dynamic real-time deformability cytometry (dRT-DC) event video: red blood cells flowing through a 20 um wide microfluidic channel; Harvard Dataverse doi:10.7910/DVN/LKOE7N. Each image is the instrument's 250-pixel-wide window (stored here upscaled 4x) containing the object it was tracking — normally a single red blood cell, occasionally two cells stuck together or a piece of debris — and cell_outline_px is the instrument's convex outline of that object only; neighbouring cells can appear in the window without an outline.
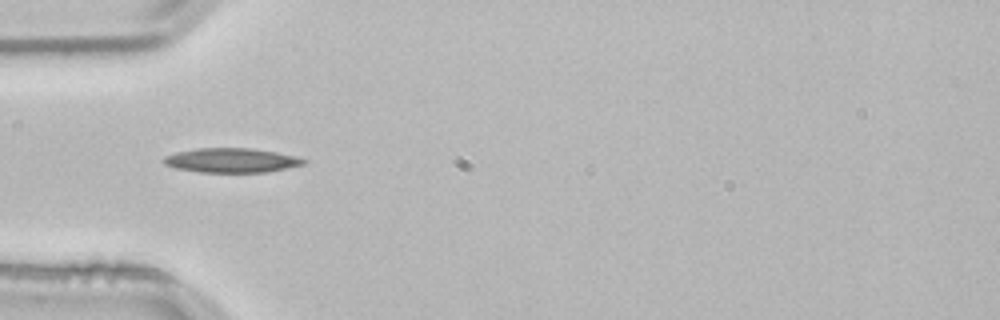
{"species": "common noctule bat (a hibernating species)", "species_latin": "Nyctalus noctula", "temperature_condition": "room temperature", "stored_images_in_passage": 37, "camera_frame_rate_fps": 3000, "um_per_image_px": 0.085, "animal": {"sex": "male", "body_mass_g": 21.5, "forearm_length_mm": 52.0}, "frame": {"image": 1, "passage_image": 1, "time_ms": 0.0, "image_size_px": [1000, 320], "cell_outline_px": [[308, 160], [304, 164], [268, 172], [200, 172], [176, 168], [164, 164], [160, 160], [164, 156], [176, 152], [196, 148], [252, 148], [276, 152], [296, 156]], "centroid_in_image_um": [19.65, 13.62], "position_along_channel_um": 65.4, "area_um2": 20.0}}
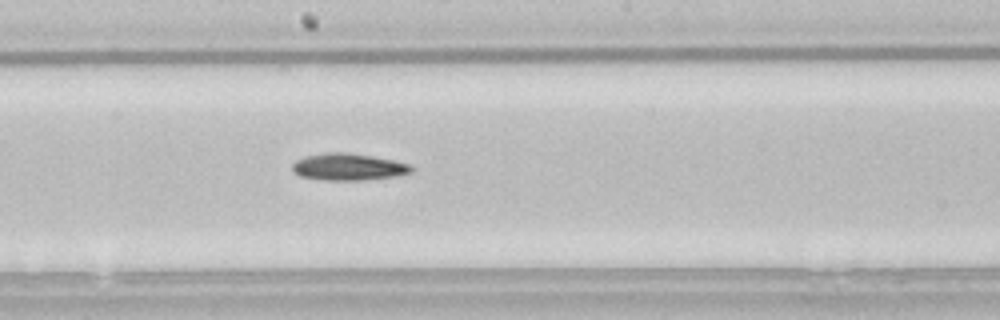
{"frame": {"image": 2, "passage_image": 13, "time_ms": 4.0, "image_size_px": [1000, 320], "cell_outline_px": [[416, 168], [412, 172], [392, 176], [360, 180], [324, 180], [300, 176], [292, 172], [292, 164], [296, 160], [304, 156], [328, 152], [348, 152], [372, 156], [412, 164]], "centroid_in_image_um": [29.6, 14.17], "position_along_channel_um": 218.6, "area_um2": 18.73}}
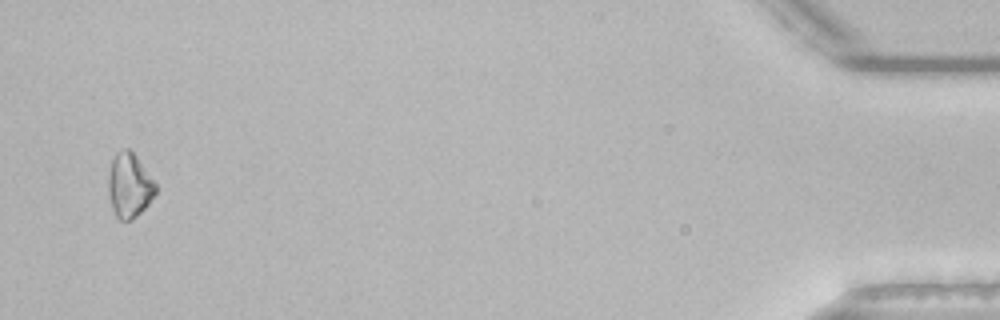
{"frame": {"image": 3, "passage_image": 36, "time_ms": 11.667, "image_size_px": [1000, 320], "cell_outline_px": [[156, 192], [148, 204], [132, 220], [120, 220], [116, 216], [112, 208], [108, 192], [108, 172], [112, 156], [116, 152], [124, 148], [128, 148], [136, 156], [156, 184]], "centroid_in_image_um": [10.96, 15.74], "position_along_channel_um": 424.2, "area_um2": 17.74}}